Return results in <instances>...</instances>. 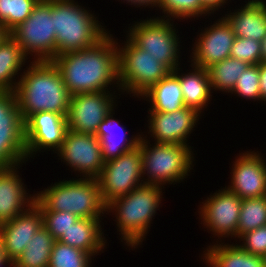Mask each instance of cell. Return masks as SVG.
I'll return each mask as SVG.
<instances>
[{
    "instance_id": "31",
    "label": "cell",
    "mask_w": 266,
    "mask_h": 267,
    "mask_svg": "<svg viewBox=\"0 0 266 267\" xmlns=\"http://www.w3.org/2000/svg\"><path fill=\"white\" fill-rule=\"evenodd\" d=\"M40 0H0V24L9 32L23 23Z\"/></svg>"
},
{
    "instance_id": "13",
    "label": "cell",
    "mask_w": 266,
    "mask_h": 267,
    "mask_svg": "<svg viewBox=\"0 0 266 267\" xmlns=\"http://www.w3.org/2000/svg\"><path fill=\"white\" fill-rule=\"evenodd\" d=\"M57 152L63 162L82 173L83 178L97 179L105 164L100 140L95 135L67 130L63 144Z\"/></svg>"
},
{
    "instance_id": "30",
    "label": "cell",
    "mask_w": 266,
    "mask_h": 267,
    "mask_svg": "<svg viewBox=\"0 0 266 267\" xmlns=\"http://www.w3.org/2000/svg\"><path fill=\"white\" fill-rule=\"evenodd\" d=\"M266 225V195L242 199L237 236Z\"/></svg>"
},
{
    "instance_id": "34",
    "label": "cell",
    "mask_w": 266,
    "mask_h": 267,
    "mask_svg": "<svg viewBox=\"0 0 266 267\" xmlns=\"http://www.w3.org/2000/svg\"><path fill=\"white\" fill-rule=\"evenodd\" d=\"M259 64L249 65L243 71L232 90V94H238L239 97H246V99L260 100V85H259Z\"/></svg>"
},
{
    "instance_id": "41",
    "label": "cell",
    "mask_w": 266,
    "mask_h": 267,
    "mask_svg": "<svg viewBox=\"0 0 266 267\" xmlns=\"http://www.w3.org/2000/svg\"><path fill=\"white\" fill-rule=\"evenodd\" d=\"M10 36V32L0 24V44H2L8 37Z\"/></svg>"
},
{
    "instance_id": "18",
    "label": "cell",
    "mask_w": 266,
    "mask_h": 267,
    "mask_svg": "<svg viewBox=\"0 0 266 267\" xmlns=\"http://www.w3.org/2000/svg\"><path fill=\"white\" fill-rule=\"evenodd\" d=\"M42 226V212L35 204L26 212L0 225L1 250L11 264L23 253Z\"/></svg>"
},
{
    "instance_id": "16",
    "label": "cell",
    "mask_w": 266,
    "mask_h": 267,
    "mask_svg": "<svg viewBox=\"0 0 266 267\" xmlns=\"http://www.w3.org/2000/svg\"><path fill=\"white\" fill-rule=\"evenodd\" d=\"M235 38L231 25L223 16L200 34L193 48L191 65L207 69L230 57Z\"/></svg>"
},
{
    "instance_id": "38",
    "label": "cell",
    "mask_w": 266,
    "mask_h": 267,
    "mask_svg": "<svg viewBox=\"0 0 266 267\" xmlns=\"http://www.w3.org/2000/svg\"><path fill=\"white\" fill-rule=\"evenodd\" d=\"M259 85H260V98L266 101V62L259 63Z\"/></svg>"
},
{
    "instance_id": "17",
    "label": "cell",
    "mask_w": 266,
    "mask_h": 267,
    "mask_svg": "<svg viewBox=\"0 0 266 267\" xmlns=\"http://www.w3.org/2000/svg\"><path fill=\"white\" fill-rule=\"evenodd\" d=\"M148 133L156 143L188 145L186 138L193 131L200 113L192 108L183 107L173 112L149 111ZM189 134V135H188Z\"/></svg>"
},
{
    "instance_id": "25",
    "label": "cell",
    "mask_w": 266,
    "mask_h": 267,
    "mask_svg": "<svg viewBox=\"0 0 266 267\" xmlns=\"http://www.w3.org/2000/svg\"><path fill=\"white\" fill-rule=\"evenodd\" d=\"M142 96L151 101L149 111L173 112L185 107L179 79L173 72L152 85Z\"/></svg>"
},
{
    "instance_id": "7",
    "label": "cell",
    "mask_w": 266,
    "mask_h": 267,
    "mask_svg": "<svg viewBox=\"0 0 266 267\" xmlns=\"http://www.w3.org/2000/svg\"><path fill=\"white\" fill-rule=\"evenodd\" d=\"M126 41L123 47L118 48L119 89L138 97L165 78L170 71L129 38Z\"/></svg>"
},
{
    "instance_id": "12",
    "label": "cell",
    "mask_w": 266,
    "mask_h": 267,
    "mask_svg": "<svg viewBox=\"0 0 266 267\" xmlns=\"http://www.w3.org/2000/svg\"><path fill=\"white\" fill-rule=\"evenodd\" d=\"M107 92V93H106ZM115 95L110 91L70 95L67 114L68 130L95 135L101 122L114 110Z\"/></svg>"
},
{
    "instance_id": "10",
    "label": "cell",
    "mask_w": 266,
    "mask_h": 267,
    "mask_svg": "<svg viewBox=\"0 0 266 267\" xmlns=\"http://www.w3.org/2000/svg\"><path fill=\"white\" fill-rule=\"evenodd\" d=\"M143 179L142 154L138 145L118 158L105 162L97 178L103 202L107 206L115 199L125 196L143 185Z\"/></svg>"
},
{
    "instance_id": "36",
    "label": "cell",
    "mask_w": 266,
    "mask_h": 267,
    "mask_svg": "<svg viewBox=\"0 0 266 267\" xmlns=\"http://www.w3.org/2000/svg\"><path fill=\"white\" fill-rule=\"evenodd\" d=\"M230 57L255 65L262 62L261 42L250 38L236 37Z\"/></svg>"
},
{
    "instance_id": "2",
    "label": "cell",
    "mask_w": 266,
    "mask_h": 267,
    "mask_svg": "<svg viewBox=\"0 0 266 267\" xmlns=\"http://www.w3.org/2000/svg\"><path fill=\"white\" fill-rule=\"evenodd\" d=\"M33 61L14 90L23 121L43 111L67 116L70 94L58 68L52 61Z\"/></svg>"
},
{
    "instance_id": "4",
    "label": "cell",
    "mask_w": 266,
    "mask_h": 267,
    "mask_svg": "<svg viewBox=\"0 0 266 267\" xmlns=\"http://www.w3.org/2000/svg\"><path fill=\"white\" fill-rule=\"evenodd\" d=\"M52 5L56 56L95 45L108 32L97 17L74 0H47Z\"/></svg>"
},
{
    "instance_id": "6",
    "label": "cell",
    "mask_w": 266,
    "mask_h": 267,
    "mask_svg": "<svg viewBox=\"0 0 266 267\" xmlns=\"http://www.w3.org/2000/svg\"><path fill=\"white\" fill-rule=\"evenodd\" d=\"M149 143L144 137H141L139 142L142 174L143 177L145 174L148 177L144 184L161 186L166 183L180 182L186 178L194 161L189 145L155 142L153 147H149Z\"/></svg>"
},
{
    "instance_id": "28",
    "label": "cell",
    "mask_w": 266,
    "mask_h": 267,
    "mask_svg": "<svg viewBox=\"0 0 266 267\" xmlns=\"http://www.w3.org/2000/svg\"><path fill=\"white\" fill-rule=\"evenodd\" d=\"M55 241V238L42 226L12 264L15 267H48Z\"/></svg>"
},
{
    "instance_id": "35",
    "label": "cell",
    "mask_w": 266,
    "mask_h": 267,
    "mask_svg": "<svg viewBox=\"0 0 266 267\" xmlns=\"http://www.w3.org/2000/svg\"><path fill=\"white\" fill-rule=\"evenodd\" d=\"M43 216V226L57 241L63 233L76 223L80 218L67 211H41Z\"/></svg>"
},
{
    "instance_id": "19",
    "label": "cell",
    "mask_w": 266,
    "mask_h": 267,
    "mask_svg": "<svg viewBox=\"0 0 266 267\" xmlns=\"http://www.w3.org/2000/svg\"><path fill=\"white\" fill-rule=\"evenodd\" d=\"M262 157L259 152L242 153L234 162L227 189L240 199L266 195V160Z\"/></svg>"
},
{
    "instance_id": "33",
    "label": "cell",
    "mask_w": 266,
    "mask_h": 267,
    "mask_svg": "<svg viewBox=\"0 0 266 267\" xmlns=\"http://www.w3.org/2000/svg\"><path fill=\"white\" fill-rule=\"evenodd\" d=\"M158 8L163 10L164 19H188L211 14V12L202 4L201 0H159ZM173 17L171 19V17ZM169 17V18H168Z\"/></svg>"
},
{
    "instance_id": "44",
    "label": "cell",
    "mask_w": 266,
    "mask_h": 267,
    "mask_svg": "<svg viewBox=\"0 0 266 267\" xmlns=\"http://www.w3.org/2000/svg\"><path fill=\"white\" fill-rule=\"evenodd\" d=\"M264 267H266V253L263 255Z\"/></svg>"
},
{
    "instance_id": "39",
    "label": "cell",
    "mask_w": 266,
    "mask_h": 267,
    "mask_svg": "<svg viewBox=\"0 0 266 267\" xmlns=\"http://www.w3.org/2000/svg\"><path fill=\"white\" fill-rule=\"evenodd\" d=\"M228 0H201L202 4L209 10L211 13L223 7Z\"/></svg>"
},
{
    "instance_id": "8",
    "label": "cell",
    "mask_w": 266,
    "mask_h": 267,
    "mask_svg": "<svg viewBox=\"0 0 266 267\" xmlns=\"http://www.w3.org/2000/svg\"><path fill=\"white\" fill-rule=\"evenodd\" d=\"M52 5L40 0L31 15L10 32L25 55L34 54L35 61H52L56 57ZM33 53V54H32Z\"/></svg>"
},
{
    "instance_id": "3",
    "label": "cell",
    "mask_w": 266,
    "mask_h": 267,
    "mask_svg": "<svg viewBox=\"0 0 266 267\" xmlns=\"http://www.w3.org/2000/svg\"><path fill=\"white\" fill-rule=\"evenodd\" d=\"M35 197L34 204L40 211H67L79 218H101L107 211L98 180L94 178L56 182Z\"/></svg>"
},
{
    "instance_id": "26",
    "label": "cell",
    "mask_w": 266,
    "mask_h": 267,
    "mask_svg": "<svg viewBox=\"0 0 266 267\" xmlns=\"http://www.w3.org/2000/svg\"><path fill=\"white\" fill-rule=\"evenodd\" d=\"M208 248L203 260L210 267H264L263 256L246 252L238 244L223 245L217 242Z\"/></svg>"
},
{
    "instance_id": "9",
    "label": "cell",
    "mask_w": 266,
    "mask_h": 267,
    "mask_svg": "<svg viewBox=\"0 0 266 267\" xmlns=\"http://www.w3.org/2000/svg\"><path fill=\"white\" fill-rule=\"evenodd\" d=\"M136 23L131 26L127 37L137 47L157 58L170 72L178 68L180 41L176 28L173 29L174 24L163 16Z\"/></svg>"
},
{
    "instance_id": "20",
    "label": "cell",
    "mask_w": 266,
    "mask_h": 267,
    "mask_svg": "<svg viewBox=\"0 0 266 267\" xmlns=\"http://www.w3.org/2000/svg\"><path fill=\"white\" fill-rule=\"evenodd\" d=\"M18 167L15 165L0 169V225L26 212L36 198L26 192L22 179L17 175Z\"/></svg>"
},
{
    "instance_id": "22",
    "label": "cell",
    "mask_w": 266,
    "mask_h": 267,
    "mask_svg": "<svg viewBox=\"0 0 266 267\" xmlns=\"http://www.w3.org/2000/svg\"><path fill=\"white\" fill-rule=\"evenodd\" d=\"M100 218H80L57 240L63 244L79 248L92 257L105 247Z\"/></svg>"
},
{
    "instance_id": "40",
    "label": "cell",
    "mask_w": 266,
    "mask_h": 267,
    "mask_svg": "<svg viewBox=\"0 0 266 267\" xmlns=\"http://www.w3.org/2000/svg\"><path fill=\"white\" fill-rule=\"evenodd\" d=\"M125 1V0H124ZM127 1V3H130L131 5H133L134 4V6L136 5V6H150L151 5V7H157L158 6V1L159 0H126Z\"/></svg>"
},
{
    "instance_id": "32",
    "label": "cell",
    "mask_w": 266,
    "mask_h": 267,
    "mask_svg": "<svg viewBox=\"0 0 266 267\" xmlns=\"http://www.w3.org/2000/svg\"><path fill=\"white\" fill-rule=\"evenodd\" d=\"M91 258L79 248L55 241L48 267H90Z\"/></svg>"
},
{
    "instance_id": "43",
    "label": "cell",
    "mask_w": 266,
    "mask_h": 267,
    "mask_svg": "<svg viewBox=\"0 0 266 267\" xmlns=\"http://www.w3.org/2000/svg\"><path fill=\"white\" fill-rule=\"evenodd\" d=\"M5 264L11 265V263L7 260L5 254L1 250V246H0V267L4 266Z\"/></svg>"
},
{
    "instance_id": "15",
    "label": "cell",
    "mask_w": 266,
    "mask_h": 267,
    "mask_svg": "<svg viewBox=\"0 0 266 267\" xmlns=\"http://www.w3.org/2000/svg\"><path fill=\"white\" fill-rule=\"evenodd\" d=\"M209 197L199 211L204 227L215 236L236 238L242 199L226 186Z\"/></svg>"
},
{
    "instance_id": "23",
    "label": "cell",
    "mask_w": 266,
    "mask_h": 267,
    "mask_svg": "<svg viewBox=\"0 0 266 267\" xmlns=\"http://www.w3.org/2000/svg\"><path fill=\"white\" fill-rule=\"evenodd\" d=\"M112 113L113 110L110 111L106 118L101 122L95 134L100 140L102 158L105 162L118 158L122 154L135 149L138 147L141 139L140 135L132 136V139H128L124 127L119 124L118 120L113 118V115H111ZM120 130L123 132V134L121 132L122 135L120 134ZM115 131L118 133H115ZM118 134H120V137Z\"/></svg>"
},
{
    "instance_id": "11",
    "label": "cell",
    "mask_w": 266,
    "mask_h": 267,
    "mask_svg": "<svg viewBox=\"0 0 266 267\" xmlns=\"http://www.w3.org/2000/svg\"><path fill=\"white\" fill-rule=\"evenodd\" d=\"M24 121L14 91H0V169L25 160Z\"/></svg>"
},
{
    "instance_id": "29",
    "label": "cell",
    "mask_w": 266,
    "mask_h": 267,
    "mask_svg": "<svg viewBox=\"0 0 266 267\" xmlns=\"http://www.w3.org/2000/svg\"><path fill=\"white\" fill-rule=\"evenodd\" d=\"M248 66V63L231 57L211 65L207 68L211 88L231 93L239 75L245 71Z\"/></svg>"
},
{
    "instance_id": "1",
    "label": "cell",
    "mask_w": 266,
    "mask_h": 267,
    "mask_svg": "<svg viewBox=\"0 0 266 267\" xmlns=\"http://www.w3.org/2000/svg\"><path fill=\"white\" fill-rule=\"evenodd\" d=\"M118 47L107 33L93 46L57 55L52 62L69 94L108 91L115 82L118 87Z\"/></svg>"
},
{
    "instance_id": "37",
    "label": "cell",
    "mask_w": 266,
    "mask_h": 267,
    "mask_svg": "<svg viewBox=\"0 0 266 267\" xmlns=\"http://www.w3.org/2000/svg\"><path fill=\"white\" fill-rule=\"evenodd\" d=\"M238 238L244 243L239 246L246 252L257 256H263L266 253V225L241 234Z\"/></svg>"
},
{
    "instance_id": "27",
    "label": "cell",
    "mask_w": 266,
    "mask_h": 267,
    "mask_svg": "<svg viewBox=\"0 0 266 267\" xmlns=\"http://www.w3.org/2000/svg\"><path fill=\"white\" fill-rule=\"evenodd\" d=\"M27 59L22 48L11 36L0 44V91L15 90L18 82L13 78Z\"/></svg>"
},
{
    "instance_id": "14",
    "label": "cell",
    "mask_w": 266,
    "mask_h": 267,
    "mask_svg": "<svg viewBox=\"0 0 266 267\" xmlns=\"http://www.w3.org/2000/svg\"><path fill=\"white\" fill-rule=\"evenodd\" d=\"M67 130V116L49 111L30 115L24 121L27 160L42 149L54 148L52 151L55 150L57 153L56 151L63 144Z\"/></svg>"
},
{
    "instance_id": "21",
    "label": "cell",
    "mask_w": 266,
    "mask_h": 267,
    "mask_svg": "<svg viewBox=\"0 0 266 267\" xmlns=\"http://www.w3.org/2000/svg\"><path fill=\"white\" fill-rule=\"evenodd\" d=\"M236 37L250 38L261 42L266 36V3L263 0H248L236 12L224 17Z\"/></svg>"
},
{
    "instance_id": "24",
    "label": "cell",
    "mask_w": 266,
    "mask_h": 267,
    "mask_svg": "<svg viewBox=\"0 0 266 267\" xmlns=\"http://www.w3.org/2000/svg\"><path fill=\"white\" fill-rule=\"evenodd\" d=\"M192 68H194V71L192 69V72L183 75L179 74V67L172 72L179 79L184 105L201 113L211 99L210 96H212L211 82L207 69L195 65H192Z\"/></svg>"
},
{
    "instance_id": "42",
    "label": "cell",
    "mask_w": 266,
    "mask_h": 267,
    "mask_svg": "<svg viewBox=\"0 0 266 267\" xmlns=\"http://www.w3.org/2000/svg\"><path fill=\"white\" fill-rule=\"evenodd\" d=\"M262 62H266V36L261 40Z\"/></svg>"
},
{
    "instance_id": "5",
    "label": "cell",
    "mask_w": 266,
    "mask_h": 267,
    "mask_svg": "<svg viewBox=\"0 0 266 267\" xmlns=\"http://www.w3.org/2000/svg\"><path fill=\"white\" fill-rule=\"evenodd\" d=\"M162 186L143 184L106 206L107 212L115 210L117 227L127 246L136 248L145 238L150 223L160 203ZM136 246V247H135Z\"/></svg>"
}]
</instances>
